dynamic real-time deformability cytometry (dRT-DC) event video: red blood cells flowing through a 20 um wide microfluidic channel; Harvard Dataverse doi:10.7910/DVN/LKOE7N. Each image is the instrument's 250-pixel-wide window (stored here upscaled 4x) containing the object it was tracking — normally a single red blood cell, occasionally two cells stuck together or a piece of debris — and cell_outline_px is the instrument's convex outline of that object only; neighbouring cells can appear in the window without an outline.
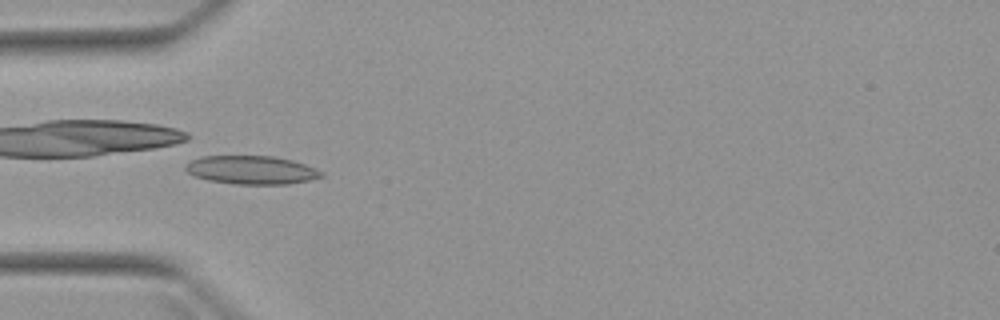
{"species": "Egyptian fruit bat (a non-hibernating species)", "species_latin": "Rousettus aegyptiacus", "temperature_condition": "warm", "stored_images_in_passage": 5, "camera_frame_rate_fps": 3000, "um_per_image_px": 0.085, "animal": {"sex": "female"}, "frame": {"image": 1, "passage_image": 5, "time_ms": 4.667, "image_size_px": [1000, 320], "cell_outline_px": [[324, 176], [308, 180], [288, 184], [236, 184], [208, 180], [196, 176], [188, 172], [184, 168], [184, 164], [192, 160], [204, 156], [272, 156], [292, 160], [304, 164], [324, 172]], "centroid_in_image_um": [21.37, 14.45], "position_along_channel_um": 63.6, "area_um2": 22.37}}